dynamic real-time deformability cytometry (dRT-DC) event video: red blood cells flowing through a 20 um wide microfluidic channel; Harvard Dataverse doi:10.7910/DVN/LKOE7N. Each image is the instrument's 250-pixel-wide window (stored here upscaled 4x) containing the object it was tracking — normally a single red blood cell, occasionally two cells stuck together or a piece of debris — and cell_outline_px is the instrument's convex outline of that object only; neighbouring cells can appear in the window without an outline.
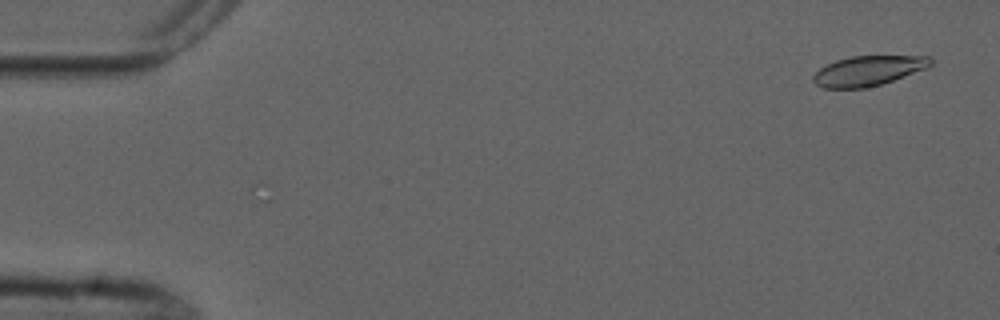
{"species": "common noctule bat (a hibernating species)", "species_latin": "Nyctalus noctula", "temperature_condition": "cold", "stored_images_in_passage": 5, "camera_frame_rate_fps": 3000, "um_per_image_px": 0.085, "animal": {"sex": "male", "forearm_length_mm": 52.5}, "frame": {"image": 1, "passage_image": 1, "time_ms": 0.0, "image_size_px": [1000, 320], "cell_outline_px": [[932, 64], [928, 68], [880, 84], [864, 88], [824, 88], [816, 84], [812, 80], [812, 76], [820, 68], [836, 60], [852, 56], [928, 56], [932, 60]], "centroid_in_image_um": [73.79, 6.01], "position_along_channel_um": 11.2, "area_um2": 20.29}}
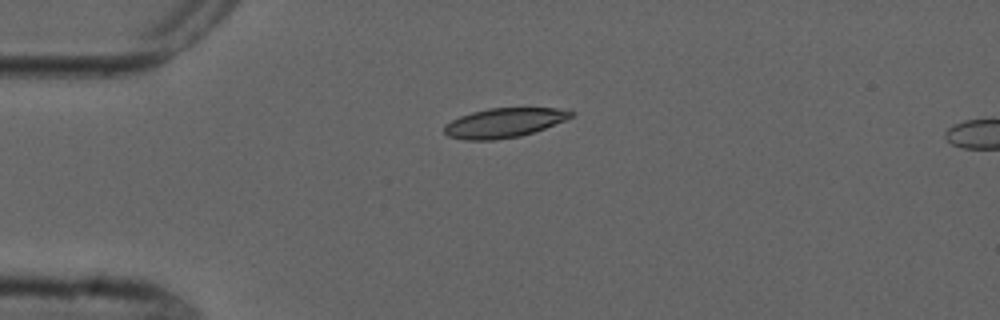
{"frame": {"image": 2, "passage_image": 4, "time_ms": 3.667, "image_size_px": [1000, 320], "cell_outline_px": [[576, 116], [544, 128], [520, 136], [492, 140], [464, 140], [448, 136], [444, 132], [444, 124], [460, 116], [472, 112], [488, 108], [556, 108], [576, 112]], "centroid_in_image_um": [42.84, 10.43], "position_along_channel_um": 42.2, "area_um2": 21.73}}